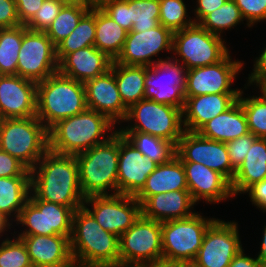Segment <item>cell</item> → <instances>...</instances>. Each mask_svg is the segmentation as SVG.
Wrapping results in <instances>:
<instances>
[{
    "label": "cell",
    "mask_w": 266,
    "mask_h": 267,
    "mask_svg": "<svg viewBox=\"0 0 266 267\" xmlns=\"http://www.w3.org/2000/svg\"><path fill=\"white\" fill-rule=\"evenodd\" d=\"M30 267H75V266H47V265L32 264Z\"/></svg>",
    "instance_id": "94428289"
},
{
    "label": "cell",
    "mask_w": 266,
    "mask_h": 267,
    "mask_svg": "<svg viewBox=\"0 0 266 267\" xmlns=\"http://www.w3.org/2000/svg\"><path fill=\"white\" fill-rule=\"evenodd\" d=\"M45 0H15L17 15L22 25H26L40 9Z\"/></svg>",
    "instance_id": "c3c4849f"
},
{
    "label": "cell",
    "mask_w": 266,
    "mask_h": 267,
    "mask_svg": "<svg viewBox=\"0 0 266 267\" xmlns=\"http://www.w3.org/2000/svg\"><path fill=\"white\" fill-rule=\"evenodd\" d=\"M244 91L239 93L238 100L245 113L249 132L259 138H266V98L258 96L243 97Z\"/></svg>",
    "instance_id": "74e56055"
},
{
    "label": "cell",
    "mask_w": 266,
    "mask_h": 267,
    "mask_svg": "<svg viewBox=\"0 0 266 267\" xmlns=\"http://www.w3.org/2000/svg\"><path fill=\"white\" fill-rule=\"evenodd\" d=\"M239 94H204L185 97L182 109L184 130L197 132L205 123L229 109Z\"/></svg>",
    "instance_id": "cb8c5ba5"
},
{
    "label": "cell",
    "mask_w": 266,
    "mask_h": 267,
    "mask_svg": "<svg viewBox=\"0 0 266 267\" xmlns=\"http://www.w3.org/2000/svg\"><path fill=\"white\" fill-rule=\"evenodd\" d=\"M188 191L195 203H220L234 197L231 183L219 172L196 162H182Z\"/></svg>",
    "instance_id": "44dd1931"
},
{
    "label": "cell",
    "mask_w": 266,
    "mask_h": 267,
    "mask_svg": "<svg viewBox=\"0 0 266 267\" xmlns=\"http://www.w3.org/2000/svg\"><path fill=\"white\" fill-rule=\"evenodd\" d=\"M10 219H8L7 217H5L3 214L0 213V236L2 237L5 231H7L8 229H11V226H13L12 223H10Z\"/></svg>",
    "instance_id": "6f0895ef"
},
{
    "label": "cell",
    "mask_w": 266,
    "mask_h": 267,
    "mask_svg": "<svg viewBox=\"0 0 266 267\" xmlns=\"http://www.w3.org/2000/svg\"><path fill=\"white\" fill-rule=\"evenodd\" d=\"M159 0H129V15L134 32L157 27L160 17Z\"/></svg>",
    "instance_id": "f35d334b"
},
{
    "label": "cell",
    "mask_w": 266,
    "mask_h": 267,
    "mask_svg": "<svg viewBox=\"0 0 266 267\" xmlns=\"http://www.w3.org/2000/svg\"><path fill=\"white\" fill-rule=\"evenodd\" d=\"M37 83L19 75H0V119L36 116Z\"/></svg>",
    "instance_id": "ffe728a7"
},
{
    "label": "cell",
    "mask_w": 266,
    "mask_h": 267,
    "mask_svg": "<svg viewBox=\"0 0 266 267\" xmlns=\"http://www.w3.org/2000/svg\"><path fill=\"white\" fill-rule=\"evenodd\" d=\"M253 71L248 75L247 86L257 85L266 80V47L261 51L258 58L254 60Z\"/></svg>",
    "instance_id": "681fc988"
},
{
    "label": "cell",
    "mask_w": 266,
    "mask_h": 267,
    "mask_svg": "<svg viewBox=\"0 0 266 267\" xmlns=\"http://www.w3.org/2000/svg\"><path fill=\"white\" fill-rule=\"evenodd\" d=\"M127 31L118 25L97 4H95L94 46L113 61L120 54L126 40Z\"/></svg>",
    "instance_id": "f546056e"
},
{
    "label": "cell",
    "mask_w": 266,
    "mask_h": 267,
    "mask_svg": "<svg viewBox=\"0 0 266 267\" xmlns=\"http://www.w3.org/2000/svg\"><path fill=\"white\" fill-rule=\"evenodd\" d=\"M263 227V237H262V242H261V250L258 252L256 258L258 259L259 262H266V225Z\"/></svg>",
    "instance_id": "11a10c76"
},
{
    "label": "cell",
    "mask_w": 266,
    "mask_h": 267,
    "mask_svg": "<svg viewBox=\"0 0 266 267\" xmlns=\"http://www.w3.org/2000/svg\"><path fill=\"white\" fill-rule=\"evenodd\" d=\"M162 257L161 222L140 215L119 237V262L147 264Z\"/></svg>",
    "instance_id": "5bb4252c"
},
{
    "label": "cell",
    "mask_w": 266,
    "mask_h": 267,
    "mask_svg": "<svg viewBox=\"0 0 266 267\" xmlns=\"http://www.w3.org/2000/svg\"><path fill=\"white\" fill-rule=\"evenodd\" d=\"M95 41V4L80 19L68 37L56 46V56L60 62L67 54L94 46Z\"/></svg>",
    "instance_id": "d6a6232c"
},
{
    "label": "cell",
    "mask_w": 266,
    "mask_h": 267,
    "mask_svg": "<svg viewBox=\"0 0 266 267\" xmlns=\"http://www.w3.org/2000/svg\"><path fill=\"white\" fill-rule=\"evenodd\" d=\"M27 248L32 264L47 266H75L70 237L57 235H27L17 236Z\"/></svg>",
    "instance_id": "603a6c76"
},
{
    "label": "cell",
    "mask_w": 266,
    "mask_h": 267,
    "mask_svg": "<svg viewBox=\"0 0 266 267\" xmlns=\"http://www.w3.org/2000/svg\"><path fill=\"white\" fill-rule=\"evenodd\" d=\"M266 179V138H257L250 147L243 163L235 171L231 190L234 197L250 186Z\"/></svg>",
    "instance_id": "f1b7e54d"
},
{
    "label": "cell",
    "mask_w": 266,
    "mask_h": 267,
    "mask_svg": "<svg viewBox=\"0 0 266 267\" xmlns=\"http://www.w3.org/2000/svg\"><path fill=\"white\" fill-rule=\"evenodd\" d=\"M123 122H128V126L117 127L118 131L150 134L171 142L175 147L185 131L180 108L145 98L128 108Z\"/></svg>",
    "instance_id": "52a82bcc"
},
{
    "label": "cell",
    "mask_w": 266,
    "mask_h": 267,
    "mask_svg": "<svg viewBox=\"0 0 266 267\" xmlns=\"http://www.w3.org/2000/svg\"><path fill=\"white\" fill-rule=\"evenodd\" d=\"M56 46L45 32L31 31L23 25L16 75L36 83L58 72Z\"/></svg>",
    "instance_id": "8fae6325"
},
{
    "label": "cell",
    "mask_w": 266,
    "mask_h": 267,
    "mask_svg": "<svg viewBox=\"0 0 266 267\" xmlns=\"http://www.w3.org/2000/svg\"><path fill=\"white\" fill-rule=\"evenodd\" d=\"M84 85L88 109L104 114L115 124L123 122L128 108L123 104L111 69L101 76L86 81Z\"/></svg>",
    "instance_id": "7402d4cb"
},
{
    "label": "cell",
    "mask_w": 266,
    "mask_h": 267,
    "mask_svg": "<svg viewBox=\"0 0 266 267\" xmlns=\"http://www.w3.org/2000/svg\"><path fill=\"white\" fill-rule=\"evenodd\" d=\"M175 155L182 162H196L222 174L230 183L235 169L232 167L225 143L206 139L197 132L184 131L176 145Z\"/></svg>",
    "instance_id": "ac0fdd59"
},
{
    "label": "cell",
    "mask_w": 266,
    "mask_h": 267,
    "mask_svg": "<svg viewBox=\"0 0 266 267\" xmlns=\"http://www.w3.org/2000/svg\"><path fill=\"white\" fill-rule=\"evenodd\" d=\"M197 133L206 139L222 143L248 134L247 119L239 100L229 109L205 123Z\"/></svg>",
    "instance_id": "83f0119b"
},
{
    "label": "cell",
    "mask_w": 266,
    "mask_h": 267,
    "mask_svg": "<svg viewBox=\"0 0 266 267\" xmlns=\"http://www.w3.org/2000/svg\"><path fill=\"white\" fill-rule=\"evenodd\" d=\"M257 138L258 137L249 132L244 136L225 143L231 165L235 170L243 163L247 152Z\"/></svg>",
    "instance_id": "ee69618b"
},
{
    "label": "cell",
    "mask_w": 266,
    "mask_h": 267,
    "mask_svg": "<svg viewBox=\"0 0 266 267\" xmlns=\"http://www.w3.org/2000/svg\"><path fill=\"white\" fill-rule=\"evenodd\" d=\"M31 192L40 200L57 203L74 211L85 200L79 182L75 155L57 154L48 150L30 170Z\"/></svg>",
    "instance_id": "6da1fadb"
},
{
    "label": "cell",
    "mask_w": 266,
    "mask_h": 267,
    "mask_svg": "<svg viewBox=\"0 0 266 267\" xmlns=\"http://www.w3.org/2000/svg\"><path fill=\"white\" fill-rule=\"evenodd\" d=\"M31 176L30 170L16 157L0 149V177Z\"/></svg>",
    "instance_id": "bcb514c9"
},
{
    "label": "cell",
    "mask_w": 266,
    "mask_h": 267,
    "mask_svg": "<svg viewBox=\"0 0 266 267\" xmlns=\"http://www.w3.org/2000/svg\"><path fill=\"white\" fill-rule=\"evenodd\" d=\"M91 7L64 5L58 16L45 31L52 43L57 46L62 40L68 37Z\"/></svg>",
    "instance_id": "d590c367"
},
{
    "label": "cell",
    "mask_w": 266,
    "mask_h": 267,
    "mask_svg": "<svg viewBox=\"0 0 266 267\" xmlns=\"http://www.w3.org/2000/svg\"><path fill=\"white\" fill-rule=\"evenodd\" d=\"M167 58V59H166ZM147 67L145 99L183 109L187 69L172 57Z\"/></svg>",
    "instance_id": "9a60e30c"
},
{
    "label": "cell",
    "mask_w": 266,
    "mask_h": 267,
    "mask_svg": "<svg viewBox=\"0 0 266 267\" xmlns=\"http://www.w3.org/2000/svg\"><path fill=\"white\" fill-rule=\"evenodd\" d=\"M86 109L84 83L59 72L37 83L36 117L48 130L59 120L77 115Z\"/></svg>",
    "instance_id": "277c9868"
},
{
    "label": "cell",
    "mask_w": 266,
    "mask_h": 267,
    "mask_svg": "<svg viewBox=\"0 0 266 267\" xmlns=\"http://www.w3.org/2000/svg\"><path fill=\"white\" fill-rule=\"evenodd\" d=\"M259 264L258 259L252 258L244 253L242 249L231 261L228 267H257Z\"/></svg>",
    "instance_id": "f5cc1de1"
},
{
    "label": "cell",
    "mask_w": 266,
    "mask_h": 267,
    "mask_svg": "<svg viewBox=\"0 0 266 267\" xmlns=\"http://www.w3.org/2000/svg\"><path fill=\"white\" fill-rule=\"evenodd\" d=\"M83 207L104 230L118 237L141 215V204L134 196L124 194L88 196Z\"/></svg>",
    "instance_id": "4fadbf2b"
},
{
    "label": "cell",
    "mask_w": 266,
    "mask_h": 267,
    "mask_svg": "<svg viewBox=\"0 0 266 267\" xmlns=\"http://www.w3.org/2000/svg\"><path fill=\"white\" fill-rule=\"evenodd\" d=\"M119 132L146 158L158 164L166 163L175 155L176 147L171 142L162 138L138 131Z\"/></svg>",
    "instance_id": "836d02e7"
},
{
    "label": "cell",
    "mask_w": 266,
    "mask_h": 267,
    "mask_svg": "<svg viewBox=\"0 0 266 267\" xmlns=\"http://www.w3.org/2000/svg\"><path fill=\"white\" fill-rule=\"evenodd\" d=\"M257 87H259L258 90L260 89L258 93H261V95L266 98V80L260 81L256 85V88Z\"/></svg>",
    "instance_id": "91938a15"
},
{
    "label": "cell",
    "mask_w": 266,
    "mask_h": 267,
    "mask_svg": "<svg viewBox=\"0 0 266 267\" xmlns=\"http://www.w3.org/2000/svg\"><path fill=\"white\" fill-rule=\"evenodd\" d=\"M64 5H77V6H93L96 4L94 0H57Z\"/></svg>",
    "instance_id": "9f6ffc18"
},
{
    "label": "cell",
    "mask_w": 266,
    "mask_h": 267,
    "mask_svg": "<svg viewBox=\"0 0 266 267\" xmlns=\"http://www.w3.org/2000/svg\"><path fill=\"white\" fill-rule=\"evenodd\" d=\"M112 59L95 46H89L67 54L58 66V72L68 78L85 83L105 74L111 67Z\"/></svg>",
    "instance_id": "484cf974"
},
{
    "label": "cell",
    "mask_w": 266,
    "mask_h": 267,
    "mask_svg": "<svg viewBox=\"0 0 266 267\" xmlns=\"http://www.w3.org/2000/svg\"><path fill=\"white\" fill-rule=\"evenodd\" d=\"M63 6L64 4L57 0H45L34 17L25 25L26 28L31 31L45 32Z\"/></svg>",
    "instance_id": "b9f144b4"
},
{
    "label": "cell",
    "mask_w": 266,
    "mask_h": 267,
    "mask_svg": "<svg viewBox=\"0 0 266 267\" xmlns=\"http://www.w3.org/2000/svg\"><path fill=\"white\" fill-rule=\"evenodd\" d=\"M244 22L240 9L234 0H227L221 7L208 14L199 25L210 33L221 36L224 30H230Z\"/></svg>",
    "instance_id": "8d00e7d4"
},
{
    "label": "cell",
    "mask_w": 266,
    "mask_h": 267,
    "mask_svg": "<svg viewBox=\"0 0 266 267\" xmlns=\"http://www.w3.org/2000/svg\"><path fill=\"white\" fill-rule=\"evenodd\" d=\"M177 190H188V187L182 161L174 155L166 163L158 164L134 197L142 204L150 196Z\"/></svg>",
    "instance_id": "4316f807"
},
{
    "label": "cell",
    "mask_w": 266,
    "mask_h": 267,
    "mask_svg": "<svg viewBox=\"0 0 266 267\" xmlns=\"http://www.w3.org/2000/svg\"><path fill=\"white\" fill-rule=\"evenodd\" d=\"M1 241L0 267H30L32 265L27 248L20 238L15 235L13 238L7 236Z\"/></svg>",
    "instance_id": "60d3db41"
},
{
    "label": "cell",
    "mask_w": 266,
    "mask_h": 267,
    "mask_svg": "<svg viewBox=\"0 0 266 267\" xmlns=\"http://www.w3.org/2000/svg\"><path fill=\"white\" fill-rule=\"evenodd\" d=\"M239 236L237 222L215 219L190 267H228L243 249Z\"/></svg>",
    "instance_id": "7c38bea8"
},
{
    "label": "cell",
    "mask_w": 266,
    "mask_h": 267,
    "mask_svg": "<svg viewBox=\"0 0 266 267\" xmlns=\"http://www.w3.org/2000/svg\"><path fill=\"white\" fill-rule=\"evenodd\" d=\"M106 267H147L146 264H125V263H115Z\"/></svg>",
    "instance_id": "680465c9"
},
{
    "label": "cell",
    "mask_w": 266,
    "mask_h": 267,
    "mask_svg": "<svg viewBox=\"0 0 266 267\" xmlns=\"http://www.w3.org/2000/svg\"><path fill=\"white\" fill-rule=\"evenodd\" d=\"M114 126L107 116L87 108L59 120L48 130L49 150L63 155L80 154L107 141L118 131Z\"/></svg>",
    "instance_id": "7a4b0ae2"
},
{
    "label": "cell",
    "mask_w": 266,
    "mask_h": 267,
    "mask_svg": "<svg viewBox=\"0 0 266 267\" xmlns=\"http://www.w3.org/2000/svg\"><path fill=\"white\" fill-rule=\"evenodd\" d=\"M74 210L57 203L38 199L30 192L29 200L22 208L16 221L24 228L17 236L63 235L71 236Z\"/></svg>",
    "instance_id": "30bf717a"
},
{
    "label": "cell",
    "mask_w": 266,
    "mask_h": 267,
    "mask_svg": "<svg viewBox=\"0 0 266 267\" xmlns=\"http://www.w3.org/2000/svg\"><path fill=\"white\" fill-rule=\"evenodd\" d=\"M30 192L31 176L0 177V213L16 222Z\"/></svg>",
    "instance_id": "4dcf8cb0"
},
{
    "label": "cell",
    "mask_w": 266,
    "mask_h": 267,
    "mask_svg": "<svg viewBox=\"0 0 266 267\" xmlns=\"http://www.w3.org/2000/svg\"><path fill=\"white\" fill-rule=\"evenodd\" d=\"M195 213L186 219L161 222L162 257L191 264L200 249L206 230L216 218Z\"/></svg>",
    "instance_id": "9c48e42d"
},
{
    "label": "cell",
    "mask_w": 266,
    "mask_h": 267,
    "mask_svg": "<svg viewBox=\"0 0 266 267\" xmlns=\"http://www.w3.org/2000/svg\"><path fill=\"white\" fill-rule=\"evenodd\" d=\"M159 3V23L165 28L176 32L195 24L187 15L188 9L183 0H159Z\"/></svg>",
    "instance_id": "ab89813d"
},
{
    "label": "cell",
    "mask_w": 266,
    "mask_h": 267,
    "mask_svg": "<svg viewBox=\"0 0 266 267\" xmlns=\"http://www.w3.org/2000/svg\"><path fill=\"white\" fill-rule=\"evenodd\" d=\"M194 205L188 190L170 191L148 197L141 204V215L158 222L186 219L196 213Z\"/></svg>",
    "instance_id": "d4e9b609"
},
{
    "label": "cell",
    "mask_w": 266,
    "mask_h": 267,
    "mask_svg": "<svg viewBox=\"0 0 266 267\" xmlns=\"http://www.w3.org/2000/svg\"><path fill=\"white\" fill-rule=\"evenodd\" d=\"M96 4L127 32L131 31L129 0H99Z\"/></svg>",
    "instance_id": "7bdbcfd3"
},
{
    "label": "cell",
    "mask_w": 266,
    "mask_h": 267,
    "mask_svg": "<svg viewBox=\"0 0 266 267\" xmlns=\"http://www.w3.org/2000/svg\"><path fill=\"white\" fill-rule=\"evenodd\" d=\"M110 69L114 72L120 97L127 108L145 98L146 66L122 65L112 61Z\"/></svg>",
    "instance_id": "1f68e13d"
},
{
    "label": "cell",
    "mask_w": 266,
    "mask_h": 267,
    "mask_svg": "<svg viewBox=\"0 0 266 267\" xmlns=\"http://www.w3.org/2000/svg\"><path fill=\"white\" fill-rule=\"evenodd\" d=\"M227 0H196L194 9V22L199 24L208 14L221 7Z\"/></svg>",
    "instance_id": "816d5d0a"
},
{
    "label": "cell",
    "mask_w": 266,
    "mask_h": 267,
    "mask_svg": "<svg viewBox=\"0 0 266 267\" xmlns=\"http://www.w3.org/2000/svg\"><path fill=\"white\" fill-rule=\"evenodd\" d=\"M23 25L0 29V75H16Z\"/></svg>",
    "instance_id": "e575fe53"
},
{
    "label": "cell",
    "mask_w": 266,
    "mask_h": 267,
    "mask_svg": "<svg viewBox=\"0 0 266 267\" xmlns=\"http://www.w3.org/2000/svg\"><path fill=\"white\" fill-rule=\"evenodd\" d=\"M20 25L15 0H0V29Z\"/></svg>",
    "instance_id": "7dc6e473"
},
{
    "label": "cell",
    "mask_w": 266,
    "mask_h": 267,
    "mask_svg": "<svg viewBox=\"0 0 266 267\" xmlns=\"http://www.w3.org/2000/svg\"><path fill=\"white\" fill-rule=\"evenodd\" d=\"M244 61L232 60L227 55L222 61L208 66L187 70L185 97L204 94H239L241 89H233L236 76L244 67Z\"/></svg>",
    "instance_id": "2e32d148"
},
{
    "label": "cell",
    "mask_w": 266,
    "mask_h": 267,
    "mask_svg": "<svg viewBox=\"0 0 266 267\" xmlns=\"http://www.w3.org/2000/svg\"><path fill=\"white\" fill-rule=\"evenodd\" d=\"M70 248L76 267L119 263V237L104 230L84 207L74 211Z\"/></svg>",
    "instance_id": "3957f363"
},
{
    "label": "cell",
    "mask_w": 266,
    "mask_h": 267,
    "mask_svg": "<svg viewBox=\"0 0 266 267\" xmlns=\"http://www.w3.org/2000/svg\"><path fill=\"white\" fill-rule=\"evenodd\" d=\"M84 197L117 194L119 131L107 141L75 155ZM109 190V191H108Z\"/></svg>",
    "instance_id": "5b68a950"
},
{
    "label": "cell",
    "mask_w": 266,
    "mask_h": 267,
    "mask_svg": "<svg viewBox=\"0 0 266 267\" xmlns=\"http://www.w3.org/2000/svg\"><path fill=\"white\" fill-rule=\"evenodd\" d=\"M147 267H190V264L180 261L172 260L164 257L158 258L146 264Z\"/></svg>",
    "instance_id": "db71d44e"
},
{
    "label": "cell",
    "mask_w": 266,
    "mask_h": 267,
    "mask_svg": "<svg viewBox=\"0 0 266 267\" xmlns=\"http://www.w3.org/2000/svg\"><path fill=\"white\" fill-rule=\"evenodd\" d=\"M222 37L199 24L173 32L172 53L178 57H171L187 70L216 64L230 54Z\"/></svg>",
    "instance_id": "ba28073f"
},
{
    "label": "cell",
    "mask_w": 266,
    "mask_h": 267,
    "mask_svg": "<svg viewBox=\"0 0 266 267\" xmlns=\"http://www.w3.org/2000/svg\"><path fill=\"white\" fill-rule=\"evenodd\" d=\"M247 27L252 28L255 23L266 20V0H234Z\"/></svg>",
    "instance_id": "f6af8a7d"
},
{
    "label": "cell",
    "mask_w": 266,
    "mask_h": 267,
    "mask_svg": "<svg viewBox=\"0 0 266 267\" xmlns=\"http://www.w3.org/2000/svg\"><path fill=\"white\" fill-rule=\"evenodd\" d=\"M0 149L31 170L49 150L48 129L36 116L0 119Z\"/></svg>",
    "instance_id": "8992f818"
},
{
    "label": "cell",
    "mask_w": 266,
    "mask_h": 267,
    "mask_svg": "<svg viewBox=\"0 0 266 267\" xmlns=\"http://www.w3.org/2000/svg\"><path fill=\"white\" fill-rule=\"evenodd\" d=\"M173 32L159 24L157 27L142 32L127 33L123 48L114 60L122 65L150 67L161 62L162 57L154 60L160 52L172 53Z\"/></svg>",
    "instance_id": "e0dca14e"
},
{
    "label": "cell",
    "mask_w": 266,
    "mask_h": 267,
    "mask_svg": "<svg viewBox=\"0 0 266 267\" xmlns=\"http://www.w3.org/2000/svg\"><path fill=\"white\" fill-rule=\"evenodd\" d=\"M157 166L158 163L146 158L119 132L117 194L135 196Z\"/></svg>",
    "instance_id": "d6986e66"
},
{
    "label": "cell",
    "mask_w": 266,
    "mask_h": 267,
    "mask_svg": "<svg viewBox=\"0 0 266 267\" xmlns=\"http://www.w3.org/2000/svg\"><path fill=\"white\" fill-rule=\"evenodd\" d=\"M245 193H247V195L249 194L250 201L254 206L263 210V213L266 212V179L253 184L244 192V194Z\"/></svg>",
    "instance_id": "f907efd6"
},
{
    "label": "cell",
    "mask_w": 266,
    "mask_h": 267,
    "mask_svg": "<svg viewBox=\"0 0 266 267\" xmlns=\"http://www.w3.org/2000/svg\"><path fill=\"white\" fill-rule=\"evenodd\" d=\"M257 267H266V262H259Z\"/></svg>",
    "instance_id": "6125c7cd"
}]
</instances>
